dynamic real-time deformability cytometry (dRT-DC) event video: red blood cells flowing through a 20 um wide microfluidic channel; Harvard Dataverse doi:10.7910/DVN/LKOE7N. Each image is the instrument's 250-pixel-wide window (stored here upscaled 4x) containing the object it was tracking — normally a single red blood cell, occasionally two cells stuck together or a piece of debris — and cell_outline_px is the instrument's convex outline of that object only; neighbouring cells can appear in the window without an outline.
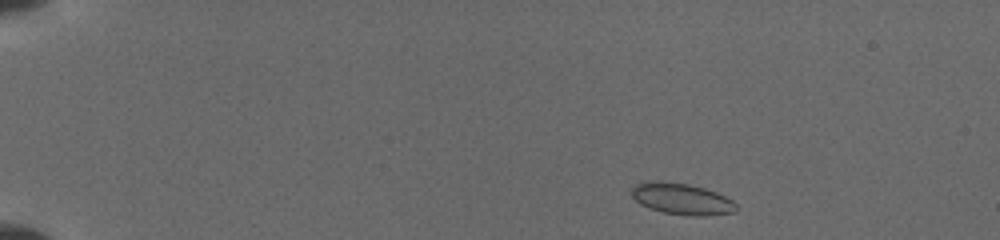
{"species": "common noctule bat (a hibernating species)", "species_latin": "Nyctalus noctula", "temperature_condition": "cold", "stored_images_in_passage": 39, "camera_frame_rate_fps": 3000, "um_per_image_px": 0.085, "animal": {"sex": "female", "body_mass_g": 19.5, "forearm_length_mm": 54.1}, "frame": {"image": 1, "passage_image": 2, "time_ms": 0.333, "image_size_px": [1000, 240], "cell_outline_px": [[736, 212], [704, 216], [688, 216], [664, 212], [648, 208], [640, 204], [632, 196], [632, 188], [636, 184], [652, 180], [664, 180], [688, 184], [704, 188], [716, 192], [732, 200], [736, 204]], "centroid_in_image_um": [57.94, 16.9], "position_along_channel_um": 27.1, "area_um2": 19.25}}
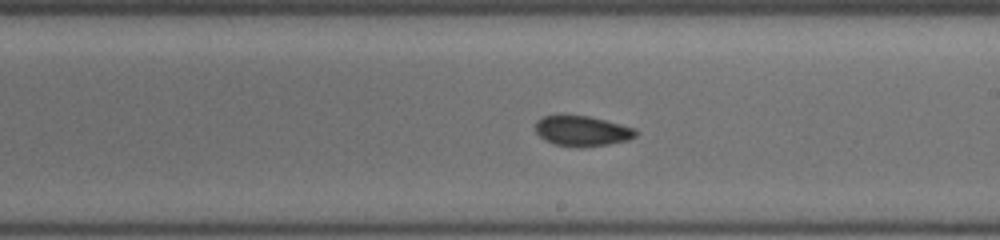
{"frame": {"image": 2, "passage_image": 23, "time_ms": 8.333, "image_size_px": [1000, 240], "cell_outline_px": [[640, 132], [636, 136], [628, 140], [608, 144], [580, 148], [552, 144], [544, 140], [536, 132], [536, 120], [540, 116], [560, 112], [588, 116], [636, 128]], "centroid_in_image_um": [49.43, 11.1], "position_along_channel_um": 239.6, "area_um2": 18.5}}
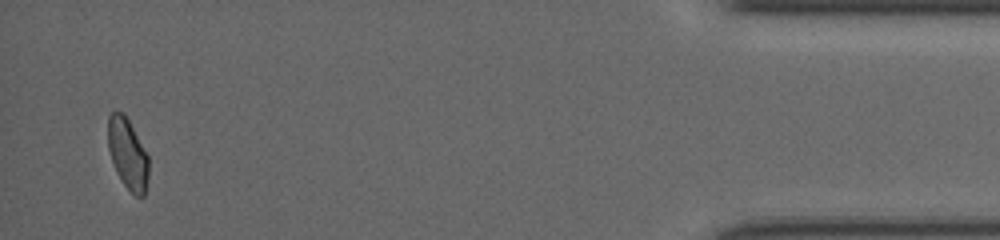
{"frame": {"image": 3, "passage_image": 39, "time_ms": 14.667, "image_size_px": [1000, 240], "cell_outline_px": [[148, 176], [144, 196], [136, 196], [124, 184], [116, 172], [108, 148], [108, 116], [112, 112], [124, 112], [148, 156]], "centroid_in_image_um": [10.84, 13.06], "position_along_channel_um": 424.4, "area_um2": 16.47}}